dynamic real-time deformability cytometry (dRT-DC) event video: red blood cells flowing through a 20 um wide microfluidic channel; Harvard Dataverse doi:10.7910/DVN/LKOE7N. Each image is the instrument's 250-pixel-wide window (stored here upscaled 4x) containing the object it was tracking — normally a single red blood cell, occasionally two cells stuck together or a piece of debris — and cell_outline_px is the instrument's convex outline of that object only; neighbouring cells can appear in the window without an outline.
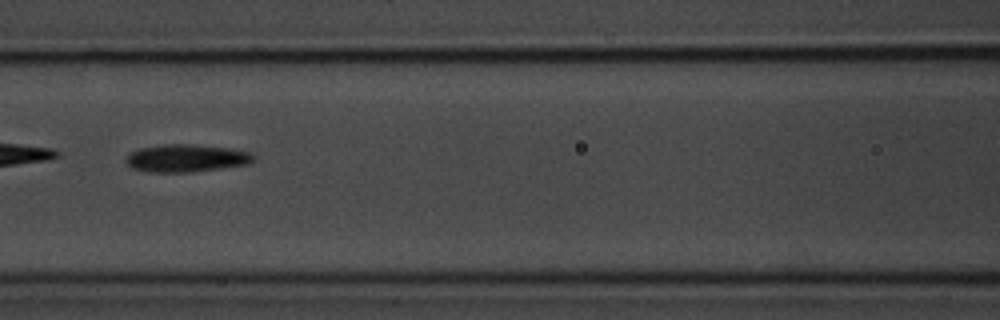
{"species": "common noctule bat (a hibernating species)", "species_latin": "Nyctalus noctula", "temperature_condition": "room temperature", "stored_images_in_passage": 12, "camera_frame_rate_fps": 3000, "um_per_image_px": 0.085, "animal": {"sex": "male", "body_mass_g": 20.1, "forearm_length_mm": 53.5}, "frame": {"image": 1, "passage_image": 3, "time_ms": 3.0, "image_size_px": [1000, 320], "cell_outline_px": [[256, 160], [248, 164], [192, 172], [148, 172], [132, 168], [124, 160], [128, 152], [140, 148], [164, 144], [192, 144], [228, 148], [248, 152], [256, 156]], "centroid_in_image_um": [15.8, 13.44], "position_along_channel_um": 150.8, "area_um2": 20.63}}
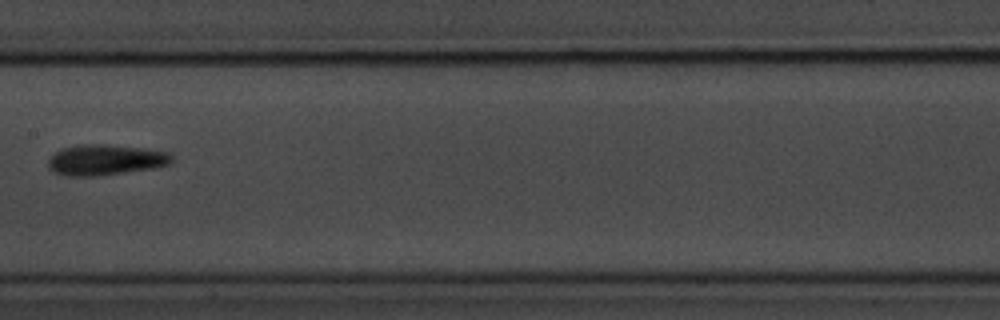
{"frame": {"image": 2, "passage_image": 4, "time_ms": 4.333, "image_size_px": [1000, 320], "cell_outline_px": [[172, 160], [168, 164], [152, 168], [96, 176], [68, 176], [56, 172], [48, 168], [48, 160], [56, 152], [64, 148], [80, 144], [100, 144], [144, 148], [168, 152], [172, 156]], "centroid_in_image_um": [8.95, 13.58], "position_along_channel_um": 198.5, "area_um2": 21.73}}